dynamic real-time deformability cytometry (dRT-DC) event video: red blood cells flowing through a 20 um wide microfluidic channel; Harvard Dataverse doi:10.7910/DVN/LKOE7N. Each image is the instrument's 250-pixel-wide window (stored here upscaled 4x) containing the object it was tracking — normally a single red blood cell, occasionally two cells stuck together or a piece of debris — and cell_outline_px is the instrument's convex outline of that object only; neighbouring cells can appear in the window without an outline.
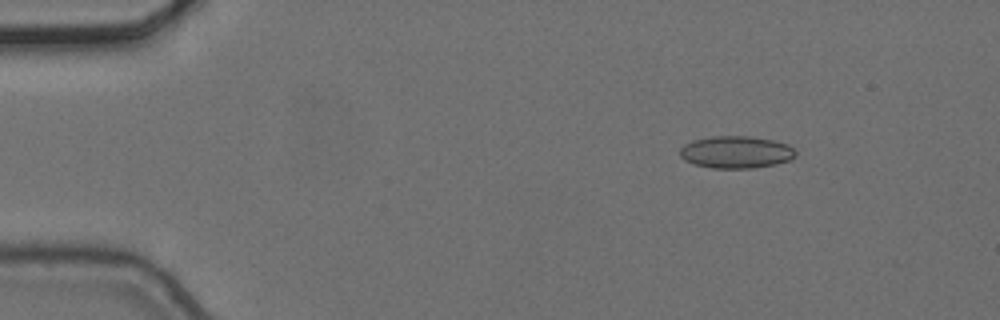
{"species": "common noctule bat (a hibernating species)", "species_latin": "Nyctalus noctula", "temperature_condition": "cold", "stored_images_in_passage": 4, "camera_frame_rate_fps": 3000, "um_per_image_px": 0.085, "animal": {"sex": "female", "body_mass_g": 24.6, "forearm_length_mm": 56.2}, "frame": {"image": 1, "passage_image": 1, "time_ms": 0.0, "image_size_px": [1000, 320], "cell_outline_px": [[796, 156], [792, 160], [776, 164], [752, 168], [712, 168], [696, 164], [684, 160], [680, 156], [680, 148], [684, 144], [692, 140], [712, 136], [748, 136], [772, 140], [788, 144], [796, 152]], "centroid_in_image_um": [62.57, 12.93], "position_along_channel_um": 22.4, "area_um2": 21.79}}